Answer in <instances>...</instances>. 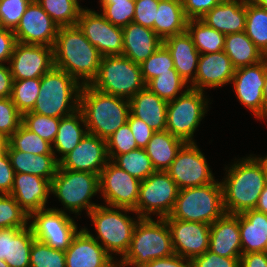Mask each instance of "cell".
Wrapping results in <instances>:
<instances>
[{
  "mask_svg": "<svg viewBox=\"0 0 267 267\" xmlns=\"http://www.w3.org/2000/svg\"><path fill=\"white\" fill-rule=\"evenodd\" d=\"M225 169L228 173L221 181L225 212L241 214L255 209L266 186L264 157L251 154Z\"/></svg>",
  "mask_w": 267,
  "mask_h": 267,
  "instance_id": "obj_1",
  "label": "cell"
},
{
  "mask_svg": "<svg viewBox=\"0 0 267 267\" xmlns=\"http://www.w3.org/2000/svg\"><path fill=\"white\" fill-rule=\"evenodd\" d=\"M53 54L54 66L71 75L81 85L90 84L96 77L102 57L78 25L59 27Z\"/></svg>",
  "mask_w": 267,
  "mask_h": 267,
  "instance_id": "obj_2",
  "label": "cell"
},
{
  "mask_svg": "<svg viewBox=\"0 0 267 267\" xmlns=\"http://www.w3.org/2000/svg\"><path fill=\"white\" fill-rule=\"evenodd\" d=\"M88 133L107 140L122 125L130 113L129 100L103 93L88 85H82L79 98Z\"/></svg>",
  "mask_w": 267,
  "mask_h": 267,
  "instance_id": "obj_3",
  "label": "cell"
},
{
  "mask_svg": "<svg viewBox=\"0 0 267 267\" xmlns=\"http://www.w3.org/2000/svg\"><path fill=\"white\" fill-rule=\"evenodd\" d=\"M174 254L169 226L165 219L140 218L136 223L128 252L118 267H142L154 259Z\"/></svg>",
  "mask_w": 267,
  "mask_h": 267,
  "instance_id": "obj_4",
  "label": "cell"
},
{
  "mask_svg": "<svg viewBox=\"0 0 267 267\" xmlns=\"http://www.w3.org/2000/svg\"><path fill=\"white\" fill-rule=\"evenodd\" d=\"M82 85L65 71L53 67L41 77L39 96L31 112L62 118L79 109Z\"/></svg>",
  "mask_w": 267,
  "mask_h": 267,
  "instance_id": "obj_5",
  "label": "cell"
},
{
  "mask_svg": "<svg viewBox=\"0 0 267 267\" xmlns=\"http://www.w3.org/2000/svg\"><path fill=\"white\" fill-rule=\"evenodd\" d=\"M221 182L179 190L171 214L164 219H179L211 225L225 214Z\"/></svg>",
  "mask_w": 267,
  "mask_h": 267,
  "instance_id": "obj_6",
  "label": "cell"
},
{
  "mask_svg": "<svg viewBox=\"0 0 267 267\" xmlns=\"http://www.w3.org/2000/svg\"><path fill=\"white\" fill-rule=\"evenodd\" d=\"M127 212L135 213V211L131 209L99 204L87 215L93 222L97 236H93L87 228L84 227V229L96 239L111 256L115 253L116 255L122 256L120 258H123L129 250L133 230L140 217L137 215V219L132 218L127 215Z\"/></svg>",
  "mask_w": 267,
  "mask_h": 267,
  "instance_id": "obj_7",
  "label": "cell"
},
{
  "mask_svg": "<svg viewBox=\"0 0 267 267\" xmlns=\"http://www.w3.org/2000/svg\"><path fill=\"white\" fill-rule=\"evenodd\" d=\"M89 85L127 100L146 87L140 64L123 55L102 56L97 75Z\"/></svg>",
  "mask_w": 267,
  "mask_h": 267,
  "instance_id": "obj_8",
  "label": "cell"
},
{
  "mask_svg": "<svg viewBox=\"0 0 267 267\" xmlns=\"http://www.w3.org/2000/svg\"><path fill=\"white\" fill-rule=\"evenodd\" d=\"M100 193L99 175L94 173L73 171L58 167L56 175L51 181V194L56 196L64 206L62 212L69 210L77 215L86 210L87 215L98 204L92 203L91 198Z\"/></svg>",
  "mask_w": 267,
  "mask_h": 267,
  "instance_id": "obj_9",
  "label": "cell"
},
{
  "mask_svg": "<svg viewBox=\"0 0 267 267\" xmlns=\"http://www.w3.org/2000/svg\"><path fill=\"white\" fill-rule=\"evenodd\" d=\"M204 92L189 88L167 104L166 130L184 140L195 142L194 132L207 113L208 102Z\"/></svg>",
  "mask_w": 267,
  "mask_h": 267,
  "instance_id": "obj_10",
  "label": "cell"
},
{
  "mask_svg": "<svg viewBox=\"0 0 267 267\" xmlns=\"http://www.w3.org/2000/svg\"><path fill=\"white\" fill-rule=\"evenodd\" d=\"M179 188L166 171H156L141 181L136 215L140 218L168 217L175 206Z\"/></svg>",
  "mask_w": 267,
  "mask_h": 267,
  "instance_id": "obj_11",
  "label": "cell"
},
{
  "mask_svg": "<svg viewBox=\"0 0 267 267\" xmlns=\"http://www.w3.org/2000/svg\"><path fill=\"white\" fill-rule=\"evenodd\" d=\"M29 219L34 238L54 249L65 251L78 232L74 219L54 207L32 212Z\"/></svg>",
  "mask_w": 267,
  "mask_h": 267,
  "instance_id": "obj_12",
  "label": "cell"
},
{
  "mask_svg": "<svg viewBox=\"0 0 267 267\" xmlns=\"http://www.w3.org/2000/svg\"><path fill=\"white\" fill-rule=\"evenodd\" d=\"M179 190L199 187L215 181L207 160L196 142H186L166 170Z\"/></svg>",
  "mask_w": 267,
  "mask_h": 267,
  "instance_id": "obj_13",
  "label": "cell"
},
{
  "mask_svg": "<svg viewBox=\"0 0 267 267\" xmlns=\"http://www.w3.org/2000/svg\"><path fill=\"white\" fill-rule=\"evenodd\" d=\"M141 181L119 168L111 160L99 175L100 191L107 206L135 210Z\"/></svg>",
  "mask_w": 267,
  "mask_h": 267,
  "instance_id": "obj_14",
  "label": "cell"
},
{
  "mask_svg": "<svg viewBox=\"0 0 267 267\" xmlns=\"http://www.w3.org/2000/svg\"><path fill=\"white\" fill-rule=\"evenodd\" d=\"M77 25L101 56L122 55L123 29L114 26L102 14L83 8Z\"/></svg>",
  "mask_w": 267,
  "mask_h": 267,
  "instance_id": "obj_15",
  "label": "cell"
},
{
  "mask_svg": "<svg viewBox=\"0 0 267 267\" xmlns=\"http://www.w3.org/2000/svg\"><path fill=\"white\" fill-rule=\"evenodd\" d=\"M7 64L13 80L41 78L54 67L53 47L16 42Z\"/></svg>",
  "mask_w": 267,
  "mask_h": 267,
  "instance_id": "obj_16",
  "label": "cell"
},
{
  "mask_svg": "<svg viewBox=\"0 0 267 267\" xmlns=\"http://www.w3.org/2000/svg\"><path fill=\"white\" fill-rule=\"evenodd\" d=\"M231 83L239 102L247 107L255 118L264 120L265 58L256 64L235 69Z\"/></svg>",
  "mask_w": 267,
  "mask_h": 267,
  "instance_id": "obj_17",
  "label": "cell"
},
{
  "mask_svg": "<svg viewBox=\"0 0 267 267\" xmlns=\"http://www.w3.org/2000/svg\"><path fill=\"white\" fill-rule=\"evenodd\" d=\"M58 30L48 13L32 0L13 32L16 42L53 47Z\"/></svg>",
  "mask_w": 267,
  "mask_h": 267,
  "instance_id": "obj_18",
  "label": "cell"
},
{
  "mask_svg": "<svg viewBox=\"0 0 267 267\" xmlns=\"http://www.w3.org/2000/svg\"><path fill=\"white\" fill-rule=\"evenodd\" d=\"M109 161L106 140L87 133L80 143L59 161V167L100 175Z\"/></svg>",
  "mask_w": 267,
  "mask_h": 267,
  "instance_id": "obj_19",
  "label": "cell"
},
{
  "mask_svg": "<svg viewBox=\"0 0 267 267\" xmlns=\"http://www.w3.org/2000/svg\"><path fill=\"white\" fill-rule=\"evenodd\" d=\"M175 254L192 260L209 250L210 225L179 219H165Z\"/></svg>",
  "mask_w": 267,
  "mask_h": 267,
  "instance_id": "obj_20",
  "label": "cell"
},
{
  "mask_svg": "<svg viewBox=\"0 0 267 267\" xmlns=\"http://www.w3.org/2000/svg\"><path fill=\"white\" fill-rule=\"evenodd\" d=\"M66 267H118V262L84 228L65 250Z\"/></svg>",
  "mask_w": 267,
  "mask_h": 267,
  "instance_id": "obj_21",
  "label": "cell"
},
{
  "mask_svg": "<svg viewBox=\"0 0 267 267\" xmlns=\"http://www.w3.org/2000/svg\"><path fill=\"white\" fill-rule=\"evenodd\" d=\"M234 73L235 68L224 51L200 54L197 73L190 88L205 92L206 87L217 88L231 84Z\"/></svg>",
  "mask_w": 267,
  "mask_h": 267,
  "instance_id": "obj_22",
  "label": "cell"
},
{
  "mask_svg": "<svg viewBox=\"0 0 267 267\" xmlns=\"http://www.w3.org/2000/svg\"><path fill=\"white\" fill-rule=\"evenodd\" d=\"M51 194V181L40 176L15 173L10 195L30 215L46 208Z\"/></svg>",
  "mask_w": 267,
  "mask_h": 267,
  "instance_id": "obj_23",
  "label": "cell"
},
{
  "mask_svg": "<svg viewBox=\"0 0 267 267\" xmlns=\"http://www.w3.org/2000/svg\"><path fill=\"white\" fill-rule=\"evenodd\" d=\"M209 251L228 258L241 257L239 214L225 213L210 225Z\"/></svg>",
  "mask_w": 267,
  "mask_h": 267,
  "instance_id": "obj_24",
  "label": "cell"
},
{
  "mask_svg": "<svg viewBox=\"0 0 267 267\" xmlns=\"http://www.w3.org/2000/svg\"><path fill=\"white\" fill-rule=\"evenodd\" d=\"M123 29L122 55L141 64L162 44L163 40L150 28L131 22Z\"/></svg>",
  "mask_w": 267,
  "mask_h": 267,
  "instance_id": "obj_25",
  "label": "cell"
},
{
  "mask_svg": "<svg viewBox=\"0 0 267 267\" xmlns=\"http://www.w3.org/2000/svg\"><path fill=\"white\" fill-rule=\"evenodd\" d=\"M200 20L224 35L244 32L246 2L243 0H222Z\"/></svg>",
  "mask_w": 267,
  "mask_h": 267,
  "instance_id": "obj_26",
  "label": "cell"
},
{
  "mask_svg": "<svg viewBox=\"0 0 267 267\" xmlns=\"http://www.w3.org/2000/svg\"><path fill=\"white\" fill-rule=\"evenodd\" d=\"M163 44L171 53L175 70L187 83H191L195 79L200 56L191 36L186 31L167 37Z\"/></svg>",
  "mask_w": 267,
  "mask_h": 267,
  "instance_id": "obj_27",
  "label": "cell"
},
{
  "mask_svg": "<svg viewBox=\"0 0 267 267\" xmlns=\"http://www.w3.org/2000/svg\"><path fill=\"white\" fill-rule=\"evenodd\" d=\"M130 113L145 122L155 132L166 130L168 102L158 97L147 87L130 100Z\"/></svg>",
  "mask_w": 267,
  "mask_h": 267,
  "instance_id": "obj_28",
  "label": "cell"
},
{
  "mask_svg": "<svg viewBox=\"0 0 267 267\" xmlns=\"http://www.w3.org/2000/svg\"><path fill=\"white\" fill-rule=\"evenodd\" d=\"M242 254L267 252V214L251 209L239 214Z\"/></svg>",
  "mask_w": 267,
  "mask_h": 267,
  "instance_id": "obj_29",
  "label": "cell"
},
{
  "mask_svg": "<svg viewBox=\"0 0 267 267\" xmlns=\"http://www.w3.org/2000/svg\"><path fill=\"white\" fill-rule=\"evenodd\" d=\"M6 151L15 173L33 174L50 181L57 173L59 161L54 154L34 155L15 149H6Z\"/></svg>",
  "mask_w": 267,
  "mask_h": 267,
  "instance_id": "obj_30",
  "label": "cell"
},
{
  "mask_svg": "<svg viewBox=\"0 0 267 267\" xmlns=\"http://www.w3.org/2000/svg\"><path fill=\"white\" fill-rule=\"evenodd\" d=\"M187 22L182 0L159 1L153 30L162 40L186 32Z\"/></svg>",
  "mask_w": 267,
  "mask_h": 267,
  "instance_id": "obj_31",
  "label": "cell"
},
{
  "mask_svg": "<svg viewBox=\"0 0 267 267\" xmlns=\"http://www.w3.org/2000/svg\"><path fill=\"white\" fill-rule=\"evenodd\" d=\"M186 142L167 130L153 134L144 148L156 171H166Z\"/></svg>",
  "mask_w": 267,
  "mask_h": 267,
  "instance_id": "obj_32",
  "label": "cell"
},
{
  "mask_svg": "<svg viewBox=\"0 0 267 267\" xmlns=\"http://www.w3.org/2000/svg\"><path fill=\"white\" fill-rule=\"evenodd\" d=\"M80 124H83L82 126ZM83 126L85 129H83ZM88 133L82 112L78 109L73 114L62 117L58 133L52 145L53 153L58 161L71 152ZM55 149V151H54ZM59 153L61 157L56 156ZM58 157V158H57Z\"/></svg>",
  "mask_w": 267,
  "mask_h": 267,
  "instance_id": "obj_33",
  "label": "cell"
},
{
  "mask_svg": "<svg viewBox=\"0 0 267 267\" xmlns=\"http://www.w3.org/2000/svg\"><path fill=\"white\" fill-rule=\"evenodd\" d=\"M223 51L235 69L256 64L266 57L245 32L225 35Z\"/></svg>",
  "mask_w": 267,
  "mask_h": 267,
  "instance_id": "obj_34",
  "label": "cell"
},
{
  "mask_svg": "<svg viewBox=\"0 0 267 267\" xmlns=\"http://www.w3.org/2000/svg\"><path fill=\"white\" fill-rule=\"evenodd\" d=\"M186 31L191 36L200 54H209L224 50L225 35L207 26L200 19L188 20Z\"/></svg>",
  "mask_w": 267,
  "mask_h": 267,
  "instance_id": "obj_35",
  "label": "cell"
},
{
  "mask_svg": "<svg viewBox=\"0 0 267 267\" xmlns=\"http://www.w3.org/2000/svg\"><path fill=\"white\" fill-rule=\"evenodd\" d=\"M248 38L267 56V10L253 1L246 2V24Z\"/></svg>",
  "mask_w": 267,
  "mask_h": 267,
  "instance_id": "obj_36",
  "label": "cell"
},
{
  "mask_svg": "<svg viewBox=\"0 0 267 267\" xmlns=\"http://www.w3.org/2000/svg\"><path fill=\"white\" fill-rule=\"evenodd\" d=\"M112 162L140 181H144L152 173L156 172L152 161L143 148L117 155Z\"/></svg>",
  "mask_w": 267,
  "mask_h": 267,
  "instance_id": "obj_37",
  "label": "cell"
},
{
  "mask_svg": "<svg viewBox=\"0 0 267 267\" xmlns=\"http://www.w3.org/2000/svg\"><path fill=\"white\" fill-rule=\"evenodd\" d=\"M59 26L77 25L79 15L83 9L78 0H36Z\"/></svg>",
  "mask_w": 267,
  "mask_h": 267,
  "instance_id": "obj_38",
  "label": "cell"
},
{
  "mask_svg": "<svg viewBox=\"0 0 267 267\" xmlns=\"http://www.w3.org/2000/svg\"><path fill=\"white\" fill-rule=\"evenodd\" d=\"M6 149H15L34 155L54 154L51 143L31 132L23 124L7 139Z\"/></svg>",
  "mask_w": 267,
  "mask_h": 267,
  "instance_id": "obj_39",
  "label": "cell"
},
{
  "mask_svg": "<svg viewBox=\"0 0 267 267\" xmlns=\"http://www.w3.org/2000/svg\"><path fill=\"white\" fill-rule=\"evenodd\" d=\"M34 240L29 225L9 238L8 258H5V262L10 267H30V251Z\"/></svg>",
  "mask_w": 267,
  "mask_h": 267,
  "instance_id": "obj_40",
  "label": "cell"
},
{
  "mask_svg": "<svg viewBox=\"0 0 267 267\" xmlns=\"http://www.w3.org/2000/svg\"><path fill=\"white\" fill-rule=\"evenodd\" d=\"M178 73H164L149 80L146 87L161 99L169 102L176 99L178 93L186 92L190 85ZM186 86V87H185ZM183 88L184 91H182Z\"/></svg>",
  "mask_w": 267,
  "mask_h": 267,
  "instance_id": "obj_41",
  "label": "cell"
},
{
  "mask_svg": "<svg viewBox=\"0 0 267 267\" xmlns=\"http://www.w3.org/2000/svg\"><path fill=\"white\" fill-rule=\"evenodd\" d=\"M40 85L41 78L13 80L11 99L22 115L33 110L39 96Z\"/></svg>",
  "mask_w": 267,
  "mask_h": 267,
  "instance_id": "obj_42",
  "label": "cell"
},
{
  "mask_svg": "<svg viewBox=\"0 0 267 267\" xmlns=\"http://www.w3.org/2000/svg\"><path fill=\"white\" fill-rule=\"evenodd\" d=\"M140 68L145 83L164 73H178L174 68L171 53L164 44L143 61Z\"/></svg>",
  "mask_w": 267,
  "mask_h": 267,
  "instance_id": "obj_43",
  "label": "cell"
},
{
  "mask_svg": "<svg viewBox=\"0 0 267 267\" xmlns=\"http://www.w3.org/2000/svg\"><path fill=\"white\" fill-rule=\"evenodd\" d=\"M28 213L10 194H0V229L20 228L28 226Z\"/></svg>",
  "mask_w": 267,
  "mask_h": 267,
  "instance_id": "obj_44",
  "label": "cell"
},
{
  "mask_svg": "<svg viewBox=\"0 0 267 267\" xmlns=\"http://www.w3.org/2000/svg\"><path fill=\"white\" fill-rule=\"evenodd\" d=\"M61 118L47 117L31 111L22 115V124L31 132L36 133L42 139L53 144Z\"/></svg>",
  "mask_w": 267,
  "mask_h": 267,
  "instance_id": "obj_45",
  "label": "cell"
},
{
  "mask_svg": "<svg viewBox=\"0 0 267 267\" xmlns=\"http://www.w3.org/2000/svg\"><path fill=\"white\" fill-rule=\"evenodd\" d=\"M30 267H66L65 251L35 239L30 251Z\"/></svg>",
  "mask_w": 267,
  "mask_h": 267,
  "instance_id": "obj_46",
  "label": "cell"
},
{
  "mask_svg": "<svg viewBox=\"0 0 267 267\" xmlns=\"http://www.w3.org/2000/svg\"><path fill=\"white\" fill-rule=\"evenodd\" d=\"M102 15L114 26L126 27L134 19L135 0L99 1Z\"/></svg>",
  "mask_w": 267,
  "mask_h": 267,
  "instance_id": "obj_47",
  "label": "cell"
},
{
  "mask_svg": "<svg viewBox=\"0 0 267 267\" xmlns=\"http://www.w3.org/2000/svg\"><path fill=\"white\" fill-rule=\"evenodd\" d=\"M107 151L109 159L112 161L117 155L128 153L138 149L133 133L128 123L122 125L107 140Z\"/></svg>",
  "mask_w": 267,
  "mask_h": 267,
  "instance_id": "obj_48",
  "label": "cell"
},
{
  "mask_svg": "<svg viewBox=\"0 0 267 267\" xmlns=\"http://www.w3.org/2000/svg\"><path fill=\"white\" fill-rule=\"evenodd\" d=\"M22 124V114L18 111L11 97L0 98V136L6 140Z\"/></svg>",
  "mask_w": 267,
  "mask_h": 267,
  "instance_id": "obj_49",
  "label": "cell"
},
{
  "mask_svg": "<svg viewBox=\"0 0 267 267\" xmlns=\"http://www.w3.org/2000/svg\"><path fill=\"white\" fill-rule=\"evenodd\" d=\"M32 0H0V27L14 31Z\"/></svg>",
  "mask_w": 267,
  "mask_h": 267,
  "instance_id": "obj_50",
  "label": "cell"
},
{
  "mask_svg": "<svg viewBox=\"0 0 267 267\" xmlns=\"http://www.w3.org/2000/svg\"><path fill=\"white\" fill-rule=\"evenodd\" d=\"M160 0H135L133 22L153 30Z\"/></svg>",
  "mask_w": 267,
  "mask_h": 267,
  "instance_id": "obj_51",
  "label": "cell"
},
{
  "mask_svg": "<svg viewBox=\"0 0 267 267\" xmlns=\"http://www.w3.org/2000/svg\"><path fill=\"white\" fill-rule=\"evenodd\" d=\"M191 262L192 267H240V258L219 256L209 250L194 257Z\"/></svg>",
  "mask_w": 267,
  "mask_h": 267,
  "instance_id": "obj_52",
  "label": "cell"
},
{
  "mask_svg": "<svg viewBox=\"0 0 267 267\" xmlns=\"http://www.w3.org/2000/svg\"><path fill=\"white\" fill-rule=\"evenodd\" d=\"M222 0H182L185 16L188 20L201 19Z\"/></svg>",
  "mask_w": 267,
  "mask_h": 267,
  "instance_id": "obj_53",
  "label": "cell"
},
{
  "mask_svg": "<svg viewBox=\"0 0 267 267\" xmlns=\"http://www.w3.org/2000/svg\"><path fill=\"white\" fill-rule=\"evenodd\" d=\"M127 123L133 133L138 148L144 149L155 131L141 119L134 117L131 113H129Z\"/></svg>",
  "mask_w": 267,
  "mask_h": 267,
  "instance_id": "obj_54",
  "label": "cell"
},
{
  "mask_svg": "<svg viewBox=\"0 0 267 267\" xmlns=\"http://www.w3.org/2000/svg\"><path fill=\"white\" fill-rule=\"evenodd\" d=\"M15 171L13 170L7 151L0 154V194H10Z\"/></svg>",
  "mask_w": 267,
  "mask_h": 267,
  "instance_id": "obj_55",
  "label": "cell"
},
{
  "mask_svg": "<svg viewBox=\"0 0 267 267\" xmlns=\"http://www.w3.org/2000/svg\"><path fill=\"white\" fill-rule=\"evenodd\" d=\"M15 43L14 32L0 27V64L9 62Z\"/></svg>",
  "mask_w": 267,
  "mask_h": 267,
  "instance_id": "obj_56",
  "label": "cell"
},
{
  "mask_svg": "<svg viewBox=\"0 0 267 267\" xmlns=\"http://www.w3.org/2000/svg\"><path fill=\"white\" fill-rule=\"evenodd\" d=\"M142 267H192L190 259L184 258L178 254L154 259Z\"/></svg>",
  "mask_w": 267,
  "mask_h": 267,
  "instance_id": "obj_57",
  "label": "cell"
},
{
  "mask_svg": "<svg viewBox=\"0 0 267 267\" xmlns=\"http://www.w3.org/2000/svg\"><path fill=\"white\" fill-rule=\"evenodd\" d=\"M13 77L9 66L0 64V98H9L12 95Z\"/></svg>",
  "mask_w": 267,
  "mask_h": 267,
  "instance_id": "obj_58",
  "label": "cell"
},
{
  "mask_svg": "<svg viewBox=\"0 0 267 267\" xmlns=\"http://www.w3.org/2000/svg\"><path fill=\"white\" fill-rule=\"evenodd\" d=\"M240 267H267V252L242 254Z\"/></svg>",
  "mask_w": 267,
  "mask_h": 267,
  "instance_id": "obj_59",
  "label": "cell"
},
{
  "mask_svg": "<svg viewBox=\"0 0 267 267\" xmlns=\"http://www.w3.org/2000/svg\"><path fill=\"white\" fill-rule=\"evenodd\" d=\"M20 228H1L0 229V260L8 258L9 238H13Z\"/></svg>",
  "mask_w": 267,
  "mask_h": 267,
  "instance_id": "obj_60",
  "label": "cell"
},
{
  "mask_svg": "<svg viewBox=\"0 0 267 267\" xmlns=\"http://www.w3.org/2000/svg\"><path fill=\"white\" fill-rule=\"evenodd\" d=\"M255 209L267 214V184L259 196V200Z\"/></svg>",
  "mask_w": 267,
  "mask_h": 267,
  "instance_id": "obj_61",
  "label": "cell"
},
{
  "mask_svg": "<svg viewBox=\"0 0 267 267\" xmlns=\"http://www.w3.org/2000/svg\"><path fill=\"white\" fill-rule=\"evenodd\" d=\"M263 100L265 106V119H267V56L265 57V85L263 89Z\"/></svg>",
  "mask_w": 267,
  "mask_h": 267,
  "instance_id": "obj_62",
  "label": "cell"
},
{
  "mask_svg": "<svg viewBox=\"0 0 267 267\" xmlns=\"http://www.w3.org/2000/svg\"><path fill=\"white\" fill-rule=\"evenodd\" d=\"M7 140L0 136V154L6 150Z\"/></svg>",
  "mask_w": 267,
  "mask_h": 267,
  "instance_id": "obj_63",
  "label": "cell"
},
{
  "mask_svg": "<svg viewBox=\"0 0 267 267\" xmlns=\"http://www.w3.org/2000/svg\"><path fill=\"white\" fill-rule=\"evenodd\" d=\"M253 2L259 7L265 8L267 10V0H253Z\"/></svg>",
  "mask_w": 267,
  "mask_h": 267,
  "instance_id": "obj_64",
  "label": "cell"
},
{
  "mask_svg": "<svg viewBox=\"0 0 267 267\" xmlns=\"http://www.w3.org/2000/svg\"><path fill=\"white\" fill-rule=\"evenodd\" d=\"M264 165H265V175H266V184H267V155L264 157Z\"/></svg>",
  "mask_w": 267,
  "mask_h": 267,
  "instance_id": "obj_65",
  "label": "cell"
},
{
  "mask_svg": "<svg viewBox=\"0 0 267 267\" xmlns=\"http://www.w3.org/2000/svg\"><path fill=\"white\" fill-rule=\"evenodd\" d=\"M0 267H10L4 260H0Z\"/></svg>",
  "mask_w": 267,
  "mask_h": 267,
  "instance_id": "obj_66",
  "label": "cell"
},
{
  "mask_svg": "<svg viewBox=\"0 0 267 267\" xmlns=\"http://www.w3.org/2000/svg\"><path fill=\"white\" fill-rule=\"evenodd\" d=\"M99 1H120V0H99Z\"/></svg>",
  "mask_w": 267,
  "mask_h": 267,
  "instance_id": "obj_67",
  "label": "cell"
}]
</instances>
